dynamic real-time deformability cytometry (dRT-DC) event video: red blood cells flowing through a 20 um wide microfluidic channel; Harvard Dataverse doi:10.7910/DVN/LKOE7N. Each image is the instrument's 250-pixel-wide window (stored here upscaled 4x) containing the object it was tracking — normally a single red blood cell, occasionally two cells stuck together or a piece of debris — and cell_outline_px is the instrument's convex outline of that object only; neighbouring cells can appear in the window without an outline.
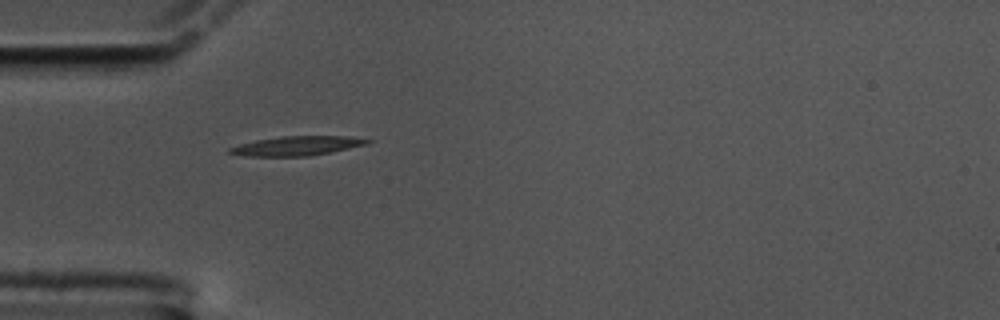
{"species": "common noctule bat (a hibernating species)", "species_latin": "Nyctalus noctula", "temperature_condition": "cold", "stored_images_in_passage": 43, "camera_frame_rate_fps": 3000, "um_per_image_px": 0.085, "animal": {"sex": "male", "body_mass_g": 17.5, "forearm_length_mm": 52.3}, "frame": {"image": 1, "passage_image": 1, "time_ms": 0.0, "image_size_px": [1000, 320], "cell_outline_px": [[372, 140], [368, 144], [308, 156], [248, 156], [228, 152], [228, 148], [240, 144], [256, 140], [280, 136], [348, 136]], "centroid_in_image_um": [25.22, 12.39], "position_along_channel_um": 59.8, "area_um2": 15.26}}
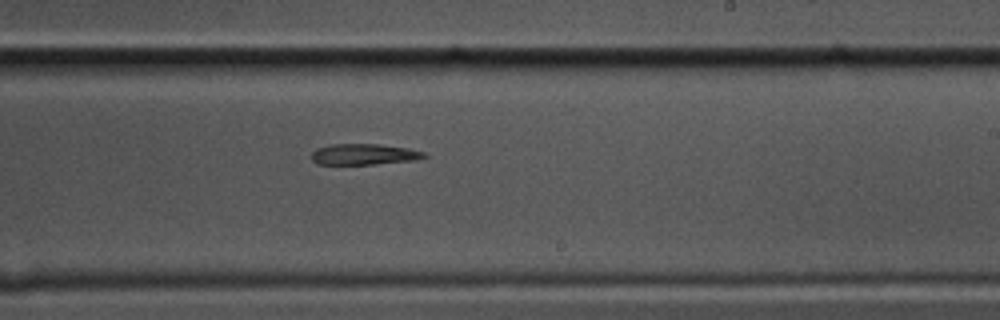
{"frame": {"image": 2, "passage_image": 19, "time_ms": 6.0, "image_size_px": [1000, 320], "cell_outline_px": [[428, 156], [416, 160], [372, 164], [316, 164], [312, 160], [312, 152], [316, 148], [332, 144], [376, 144], [408, 148], [424, 152]], "centroid_in_image_um": [30.93, 13.11], "position_along_channel_um": 258.1, "area_um2": 13.7}}
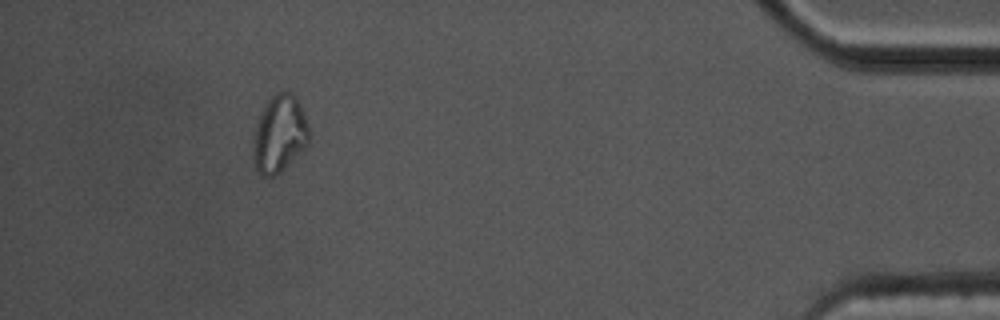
{"frame": {"image": 3, "passage_image": 38, "time_ms": 12.333, "image_size_px": [1000, 320], "cell_outline_px": [[308, 144], [276, 176], [264, 176], [256, 168], [252, 156], [252, 144], [256, 120], [260, 112], [268, 100], [276, 92], [288, 92], [296, 96], [304, 112], [308, 124]], "centroid_in_image_um": [23.72, 11.37], "position_along_channel_um": 411.5, "area_um2": 25.2}}